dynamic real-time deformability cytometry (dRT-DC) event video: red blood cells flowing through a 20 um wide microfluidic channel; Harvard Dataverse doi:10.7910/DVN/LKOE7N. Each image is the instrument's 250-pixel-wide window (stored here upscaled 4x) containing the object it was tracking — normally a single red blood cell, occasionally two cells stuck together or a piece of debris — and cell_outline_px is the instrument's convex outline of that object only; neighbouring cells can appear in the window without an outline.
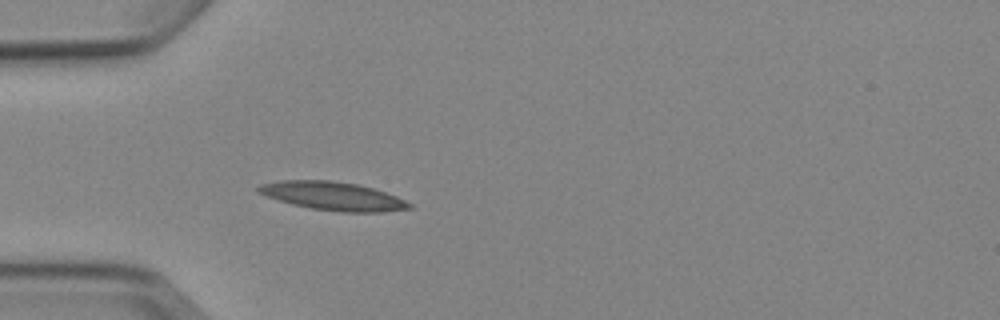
{"species": "Egyptian fruit bat (a non-hibernating species)", "species_latin": "Rousettus aegyptiacus", "temperature_condition": "cold", "stored_images_in_passage": 5, "camera_frame_rate_fps": 3000, "um_per_image_px": 0.085, "animal": {"sex": "female"}, "frame": {"image": 1, "passage_image": 5, "time_ms": 4.667, "image_size_px": [1000, 320], "cell_outline_px": [[412, 208], [380, 212], [340, 212], [312, 208], [292, 204], [256, 192], [256, 188], [260, 184], [280, 180], [328, 180], [356, 184], [372, 188], [396, 196], [412, 204]], "centroid_in_image_um": [28.28, 16.66], "position_along_channel_um": 56.7, "area_um2": 24.74}}